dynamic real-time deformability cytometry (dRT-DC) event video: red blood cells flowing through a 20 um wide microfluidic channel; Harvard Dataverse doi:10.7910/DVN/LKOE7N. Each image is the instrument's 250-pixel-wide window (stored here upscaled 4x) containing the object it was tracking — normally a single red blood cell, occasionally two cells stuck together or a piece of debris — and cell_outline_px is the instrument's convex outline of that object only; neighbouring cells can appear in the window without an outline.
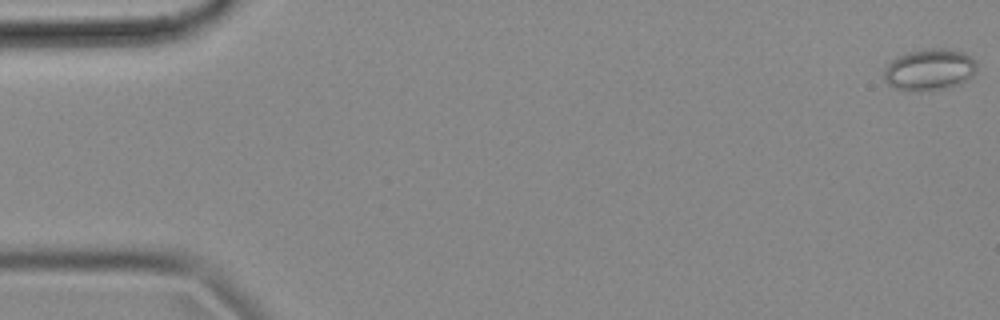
{"species": "common noctule bat (a hibernating species)", "species_latin": "Nyctalus noctula", "temperature_condition": "cold", "stored_images_in_passage": 55, "camera_frame_rate_fps": 3000, "um_per_image_px": 0.085, "animal": {"sex": "female", "body_mass_g": 18.4}, "frame": {"image": 1, "passage_image": 1, "time_ms": 0.0, "image_size_px": [1000, 320], "cell_outline_px": [[976, 72], [968, 80], [960, 84], [944, 88], [912, 92], [908, 92], [892, 88], [884, 80], [884, 68], [892, 60], [908, 52], [924, 48], [948, 48], [964, 52], [972, 56], [976, 64]], "centroid_in_image_um": [79.0, 5.92], "position_along_channel_um": 6.0, "area_um2": 22.89}}
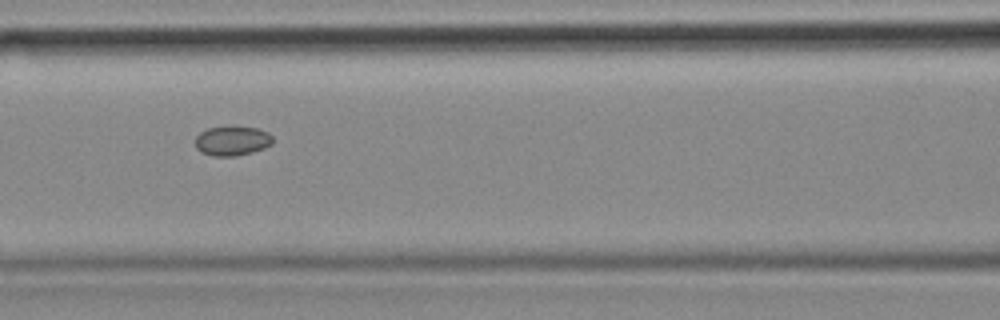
{"frame": {"image": 2, "passage_image": 24, "time_ms": 7.667, "image_size_px": [1000, 320], "cell_outline_px": [[272, 144], [264, 148], [252, 152], [236, 156], [212, 156], [200, 152], [196, 148], [196, 136], [200, 132], [208, 128], [232, 124], [256, 128], [268, 132], [272, 136]], "centroid_in_image_um": [19.72, 11.94], "position_along_channel_um": 146.9, "area_um2": 13.76}}
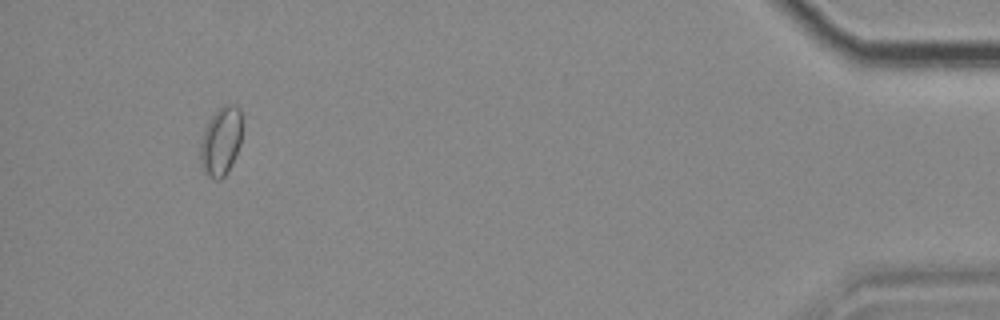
{"frame": {"image": 3, "passage_image": 52, "time_ms": 17.0, "image_size_px": [1000, 320], "cell_outline_px": [[240, 144], [232, 164], [228, 172], [220, 180], [212, 180], [200, 168], [200, 144], [204, 128], [208, 120], [224, 104], [232, 104], [240, 108]], "centroid_in_image_um": [18.74, 12.06], "position_along_channel_um": 416.5, "area_um2": 16.82}, "authors_computed_cell_mechanics": {"area_um2": 14.2188, "velocity_mm_per_s": 3.6486, "shape_relaxation_time_tau1_ms": null, "shape_relaxation_time_tau2_ms": 2.8769, "deformation_change_tau1": null, "deformation_change_tau2": 0.0366}}